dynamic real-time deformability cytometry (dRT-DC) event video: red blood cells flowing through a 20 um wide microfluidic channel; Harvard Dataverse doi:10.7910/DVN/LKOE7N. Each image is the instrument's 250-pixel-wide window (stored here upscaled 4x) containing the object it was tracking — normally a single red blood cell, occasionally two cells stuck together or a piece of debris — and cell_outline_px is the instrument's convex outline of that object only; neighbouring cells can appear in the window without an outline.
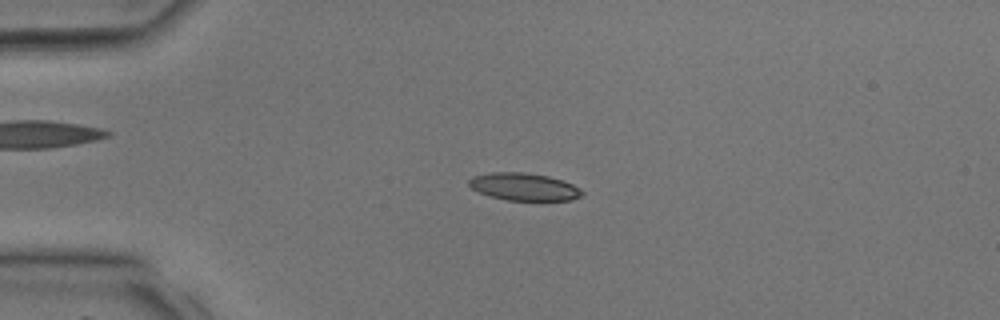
{"species": "common noctule bat (a hibernating species)", "species_latin": "Nyctalus noctula", "temperature_condition": "room temperature", "stored_images_in_passage": 36, "camera_frame_rate_fps": 3000, "um_per_image_px": 0.085, "animal": {"sex": "male", "body_mass_g": 17.9, "forearm_length_mm": 54.2}, "frame": {"image": 1, "passage_image": 7, "time_ms": 2.0, "image_size_px": [1000, 320], "cell_outline_px": [[584, 192], [580, 196], [572, 200], [508, 200], [492, 196], [480, 192], [472, 188], [468, 184], [468, 180], [472, 176], [492, 172], [524, 172], [548, 176], [564, 180], [580, 188]], "centroid_in_image_um": [44.55, 15.86], "position_along_channel_um": 40.4, "area_um2": 18.03}}
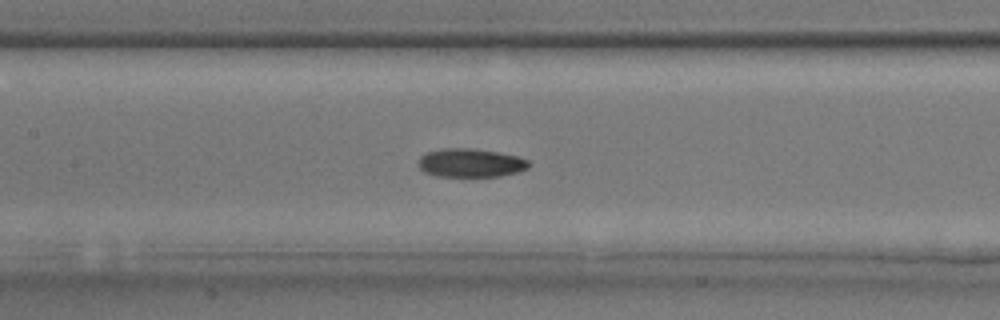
{"frame": {"image": 2, "passage_image": 16, "time_ms": 5.0, "image_size_px": [1000, 320], "cell_outline_px": [[528, 168], [520, 172], [500, 176], [436, 176], [424, 172], [420, 168], [420, 156], [428, 152], [440, 148], [472, 148], [496, 152], [516, 156], [528, 160]], "centroid_in_image_um": [40.0, 13.84], "position_along_channel_um": 167.4, "area_um2": 18.26}}
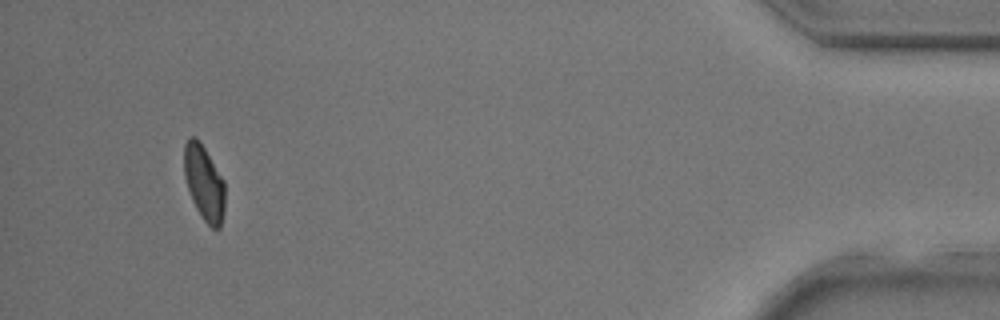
{"frame": {"image": 3, "passage_image": 34, "time_ms": 11.0, "image_size_px": [1000, 320], "cell_outline_px": [[224, 212], [220, 228], [212, 228], [204, 220], [196, 208], [192, 200], [184, 176], [184, 144], [192, 136], [196, 136], [204, 148], [224, 180]], "centroid_in_image_um": [17.34, 15.54], "position_along_channel_um": 417.9, "area_um2": 17.69}}